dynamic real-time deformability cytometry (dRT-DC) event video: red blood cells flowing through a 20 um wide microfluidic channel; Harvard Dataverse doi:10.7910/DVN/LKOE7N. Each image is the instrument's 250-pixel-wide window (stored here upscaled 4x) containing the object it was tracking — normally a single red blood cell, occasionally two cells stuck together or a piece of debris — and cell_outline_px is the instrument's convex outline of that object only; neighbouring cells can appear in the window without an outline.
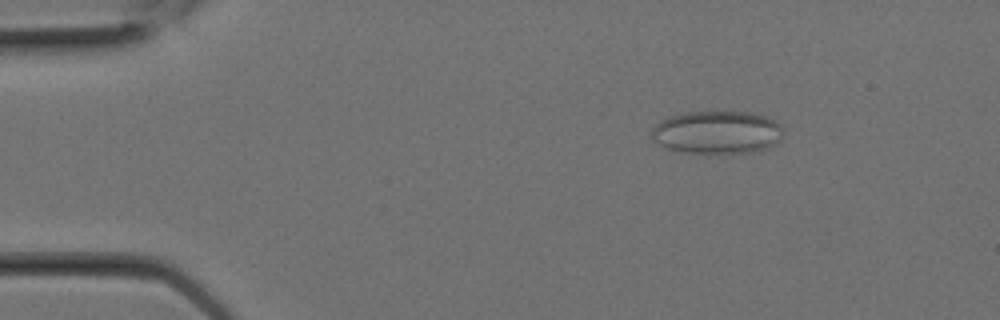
{"species": "Egyptian fruit bat (a non-hibernating species)", "species_latin": "Rousettus aegyptiacus", "temperature_condition": "room temperature", "stored_images_in_passage": 2, "camera_frame_rate_fps": 3000, "um_per_image_px": 0.085, "animal": {"sex": "female"}, "frame": {"image": 1, "passage_image": 1, "time_ms": 0.0, "image_size_px": [1000, 320], "cell_outline_px": [[784, 136], [776, 144], [768, 148], [752, 152], [724, 156], [680, 152], [668, 148], [652, 140], [652, 128], [660, 120], [668, 116], [688, 112], [752, 112], [776, 120], [784, 128]], "centroid_in_image_um": [61.0, 11.29], "position_along_channel_um": 24.0, "area_um2": 34.1}}
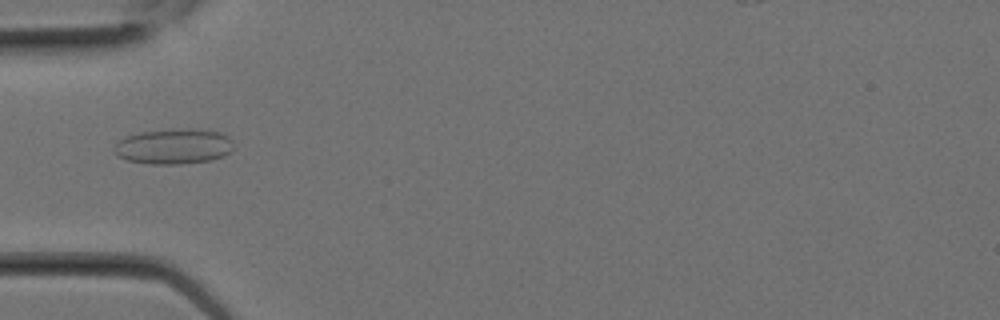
{"frame": {"image": 2, "passage_image": 2, "time_ms": 0.333, "image_size_px": [1000, 320], "cell_outline_px": [[232, 148], [224, 156], [208, 160], [180, 164], [148, 164], [128, 160], [116, 156], [112, 148], [124, 136], [140, 132], [184, 128], [220, 132], [228, 136], [232, 140]], "centroid_in_image_um": [14.72, 12.44], "position_along_channel_um": 70.3, "area_um2": 24.57}}